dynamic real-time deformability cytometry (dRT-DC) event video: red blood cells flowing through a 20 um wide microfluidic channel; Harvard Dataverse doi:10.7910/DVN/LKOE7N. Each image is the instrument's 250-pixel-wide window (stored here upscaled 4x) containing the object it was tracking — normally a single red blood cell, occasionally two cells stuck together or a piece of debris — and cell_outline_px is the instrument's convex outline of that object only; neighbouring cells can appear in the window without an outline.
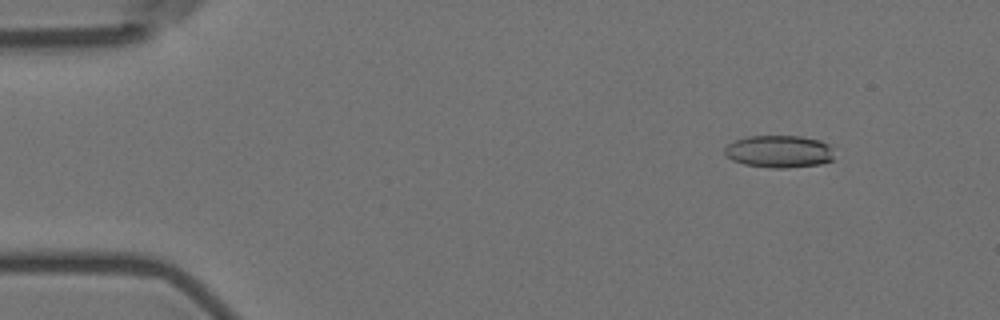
{"species": "Egyptian fruit bat (a non-hibernating species)", "species_latin": "Rousettus aegyptiacus", "temperature_condition": "room temperature", "stored_images_in_passage": 5, "camera_frame_rate_fps": 3000, "um_per_image_px": 0.085, "animal": {"sex": "female"}, "frame": {"image": 1, "passage_image": 2, "time_ms": 1.0, "image_size_px": [1000, 320], "cell_outline_px": [[832, 160], [820, 164], [784, 168], [772, 168], [744, 164], [732, 160], [724, 152], [724, 148], [728, 144], [736, 140], [748, 136], [800, 136], [820, 140], [828, 144], [832, 148]], "centroid_in_image_um": [66.22, 12.87], "position_along_channel_um": 18.8, "area_um2": 20.58}}
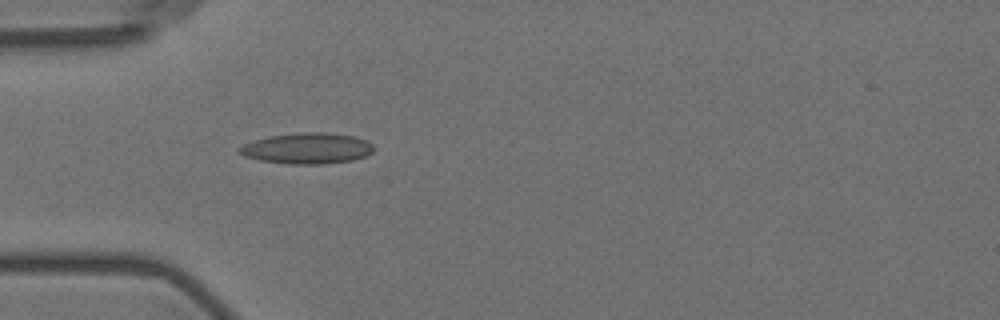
{"frame": {"image": 2, "passage_image": 5, "time_ms": 4.667, "image_size_px": [1000, 320], "cell_outline_px": [[376, 148], [368, 156], [352, 160], [324, 164], [292, 164], [260, 160], [244, 156], [236, 148], [244, 144], [268, 136], [300, 132], [324, 132], [352, 136], [368, 140]], "centroid_in_image_um": [26.15, 12.61], "position_along_channel_um": 58.8, "area_um2": 24.28}}